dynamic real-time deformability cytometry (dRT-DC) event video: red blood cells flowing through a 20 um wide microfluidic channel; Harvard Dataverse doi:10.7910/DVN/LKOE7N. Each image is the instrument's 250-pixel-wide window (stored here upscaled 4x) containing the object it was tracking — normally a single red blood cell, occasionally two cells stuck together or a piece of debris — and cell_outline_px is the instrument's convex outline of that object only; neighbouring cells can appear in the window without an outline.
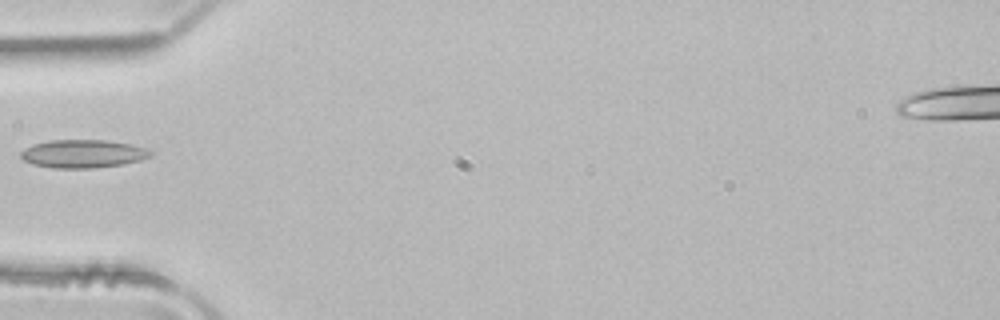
{"species": "common noctule bat (a hibernating species)", "species_latin": "Nyctalus noctula", "temperature_condition": "room temperature", "stored_images_in_passage": 5, "camera_frame_rate_fps": 3000, "um_per_image_px": 0.085, "animal": {"sex": "male", "body_mass_g": 21.5, "forearm_length_mm": 52.0}, "frame": {"image": 1, "passage_image": 5, "time_ms": 1.333, "image_size_px": [1000, 320], "cell_outline_px": [[152, 156], [140, 160], [124, 164], [92, 168], [52, 168], [32, 164], [24, 160], [20, 156], [20, 152], [24, 148], [32, 144], [52, 140], [108, 140], [148, 148], [152, 152]], "centroid_in_image_um": [7.04, 13.07], "position_along_channel_um": 78.0, "area_um2": 21.39}}